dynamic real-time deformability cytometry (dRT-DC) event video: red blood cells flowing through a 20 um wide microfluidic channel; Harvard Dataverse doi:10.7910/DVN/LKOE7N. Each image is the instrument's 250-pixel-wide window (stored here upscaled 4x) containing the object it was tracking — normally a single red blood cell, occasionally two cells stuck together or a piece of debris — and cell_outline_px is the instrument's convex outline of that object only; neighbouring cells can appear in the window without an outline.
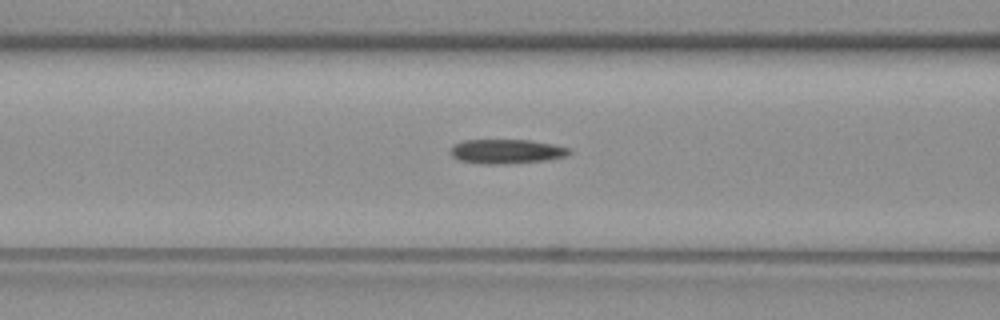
{"species": "common noctule bat (a hibernating species)", "species_latin": "Nyctalus noctula", "temperature_condition": "warm", "stored_images_in_passage": 18, "camera_frame_rate_fps": 3000, "um_per_image_px": 0.085, "animal": {"sex": "female", "body_mass_g": 19.3, "forearm_length_mm": 54.1}, "frame": {"image": 1, "passage_image": 13, "time_ms": 4.0, "image_size_px": [1000, 320], "cell_outline_px": [[572, 152], [568, 156], [548, 160], [504, 164], [480, 164], [460, 160], [452, 156], [448, 152], [452, 144], [464, 140], [532, 140], [572, 148]], "centroid_in_image_um": [43.06, 12.87], "position_along_channel_um": 123.5, "area_um2": 17.22}}